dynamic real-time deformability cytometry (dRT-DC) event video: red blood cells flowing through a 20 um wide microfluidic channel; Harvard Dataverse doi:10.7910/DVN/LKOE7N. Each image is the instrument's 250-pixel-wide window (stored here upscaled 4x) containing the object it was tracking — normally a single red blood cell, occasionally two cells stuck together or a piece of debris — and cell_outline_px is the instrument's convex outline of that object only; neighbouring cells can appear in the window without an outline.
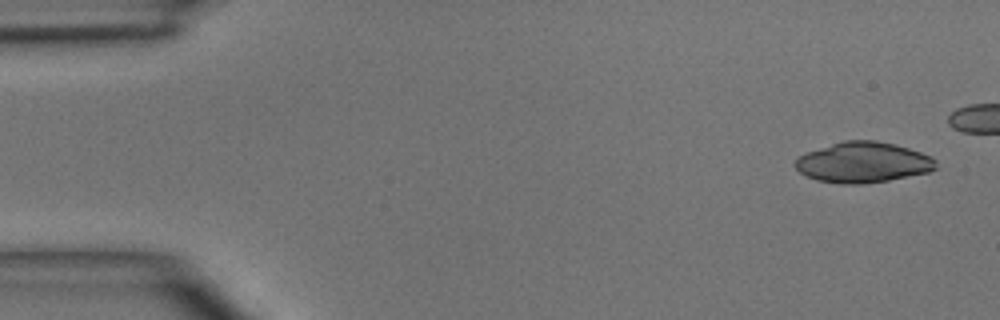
{"species": "common noctule bat (a hibernating species)", "species_latin": "Nyctalus noctula", "temperature_condition": "room temperature", "stored_images_in_passage": 5, "camera_frame_rate_fps": 3000, "um_per_image_px": 0.085, "animal": {"sex": "male", "body_mass_g": 15.6}, "frame": {"image": 1, "passage_image": 1, "time_ms": 0.0, "image_size_px": [1000, 320], "cell_outline_px": [[936, 168], [928, 172], [888, 180], [860, 184], [840, 184], [816, 180], [800, 172], [796, 168], [796, 156], [804, 152], [844, 140], [876, 140], [908, 148], [920, 152], [936, 160]], "centroid_in_image_um": [73.31, 13.8], "position_along_channel_um": 11.7, "area_um2": 33.12}}